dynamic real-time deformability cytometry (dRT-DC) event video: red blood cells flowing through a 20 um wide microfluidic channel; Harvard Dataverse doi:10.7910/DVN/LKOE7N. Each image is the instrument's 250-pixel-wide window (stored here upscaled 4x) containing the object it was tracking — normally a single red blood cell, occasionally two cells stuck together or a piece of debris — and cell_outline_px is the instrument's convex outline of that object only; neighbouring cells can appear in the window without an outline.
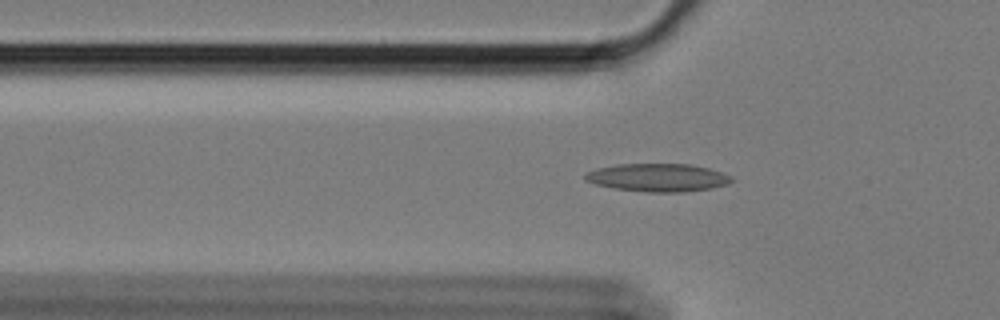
{"species": "Egyptian fruit bat (a non-hibernating species)", "species_latin": "Rousettus aegyptiacus", "temperature_condition": "cold", "stored_images_in_passage": 53, "camera_frame_rate_fps": 3000, "um_per_image_px": 0.085, "animal": {"sex": "female"}, "frame": {"image": 1, "passage_image": 13, "time_ms": 4.0, "image_size_px": [1000, 320], "cell_outline_px": [[732, 180], [728, 184], [712, 188], [680, 192], [644, 192], [612, 188], [596, 184], [584, 180], [584, 176], [588, 172], [596, 168], [616, 164], [688, 164], [708, 168], [732, 176]], "centroid_in_image_um": [55.89, 15.09], "position_along_channel_um": 69.9, "area_um2": 23.87}}
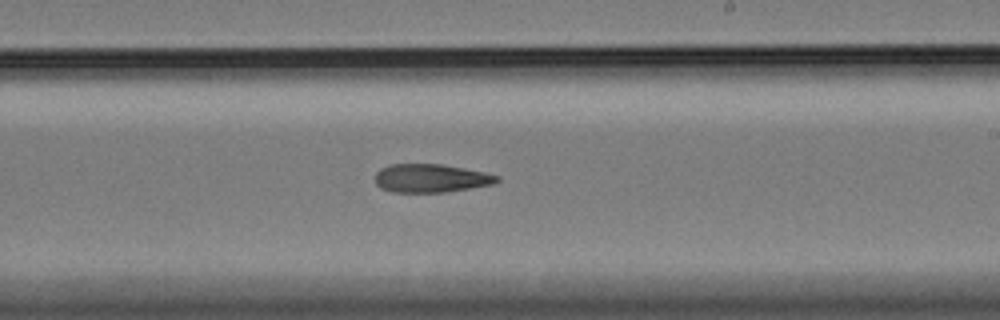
{"frame": {"image": 2, "passage_image": 29, "time_ms": 9.333, "image_size_px": [1000, 320], "cell_outline_px": [[500, 180], [492, 184], [448, 192], [392, 192], [380, 188], [376, 184], [376, 172], [380, 168], [388, 164], [440, 164], [484, 172], [500, 176]], "centroid_in_image_um": [36.6, 15.15], "position_along_channel_um": 252.4, "area_um2": 20.17}}
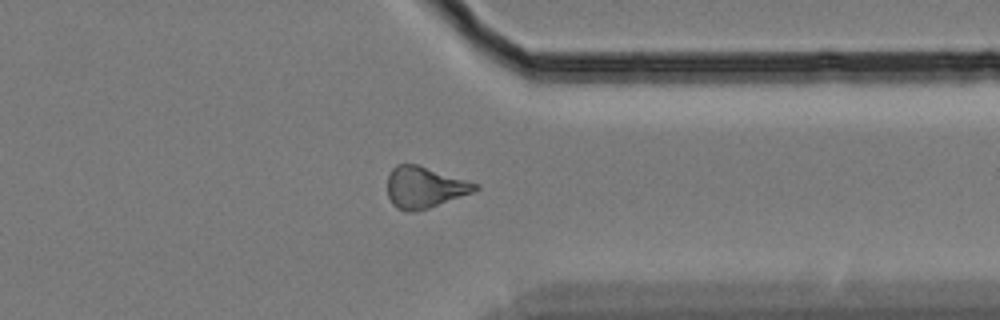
{"frame": {"image": 3, "passage_image": 40, "time_ms": 13.0, "image_size_px": [1000, 320], "cell_outline_px": [[480, 188], [472, 192], [428, 208], [396, 208], [392, 204], [388, 196], [388, 176], [392, 168], [396, 164], [416, 164], [468, 180], [480, 184]], "centroid_in_image_um": [36.1, 15.87], "position_along_channel_um": 375.3, "area_um2": 20.52}}